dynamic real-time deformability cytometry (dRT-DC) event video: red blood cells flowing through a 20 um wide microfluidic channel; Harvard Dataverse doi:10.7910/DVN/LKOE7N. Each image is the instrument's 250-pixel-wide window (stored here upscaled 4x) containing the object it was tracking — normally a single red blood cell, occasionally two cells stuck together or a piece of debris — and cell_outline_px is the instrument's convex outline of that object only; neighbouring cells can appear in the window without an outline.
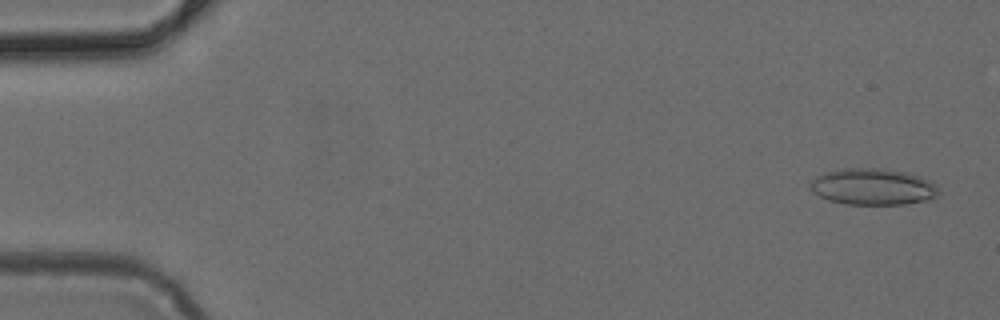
{"species": "common noctule bat (a hibernating species)", "species_latin": "Nyctalus noctula", "temperature_condition": "cold", "stored_images_in_passage": 4, "camera_frame_rate_fps": 3000, "um_per_image_px": 0.085, "animal": {"sex": "female", "body_mass_g": 24.6, "forearm_length_mm": 56.2}, "frame": {"image": 1, "passage_image": 1, "time_ms": 0.0, "image_size_px": [1000, 320], "cell_outline_px": [[940, 192], [936, 196], [928, 200], [904, 204], [848, 204], [828, 200], [812, 192], [808, 184], [816, 176], [824, 172], [848, 168], [880, 168], [908, 172], [932, 180], [936, 184]], "centroid_in_image_um": [74.22, 15.86], "position_along_channel_um": 10.8, "area_um2": 27.51}}